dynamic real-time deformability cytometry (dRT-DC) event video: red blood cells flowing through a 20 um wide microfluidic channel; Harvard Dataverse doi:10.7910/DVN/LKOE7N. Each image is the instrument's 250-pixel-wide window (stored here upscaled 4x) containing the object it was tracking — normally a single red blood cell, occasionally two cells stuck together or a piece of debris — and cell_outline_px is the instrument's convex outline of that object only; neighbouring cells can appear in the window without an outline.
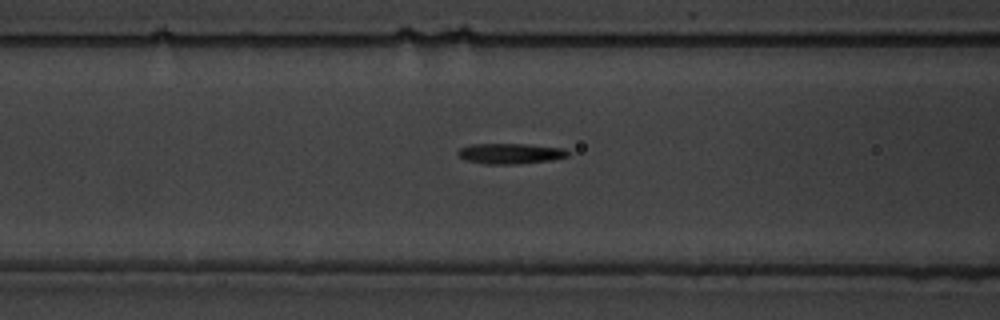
{"species": "common noctule bat (a hibernating species)", "species_latin": "Nyctalus noctula", "temperature_condition": "warm", "stored_images_in_passage": 39, "camera_frame_rate_fps": 3000, "um_per_image_px": 0.085, "animal": {"sex": "male", "body_mass_g": 19.5, "forearm_length_mm": 54.6}, "frame": {"image": 1, "passage_image": 6, "time_ms": 1.667, "image_size_px": [1000, 320], "cell_outline_px": [[568, 156], [552, 160], [516, 164], [484, 164], [464, 160], [456, 152], [460, 148], [472, 144], [528, 144], [564, 148], [568, 152]], "centroid_in_image_um": [43.36, 13.05], "position_along_channel_um": 123.2, "area_um2": 13.18}}
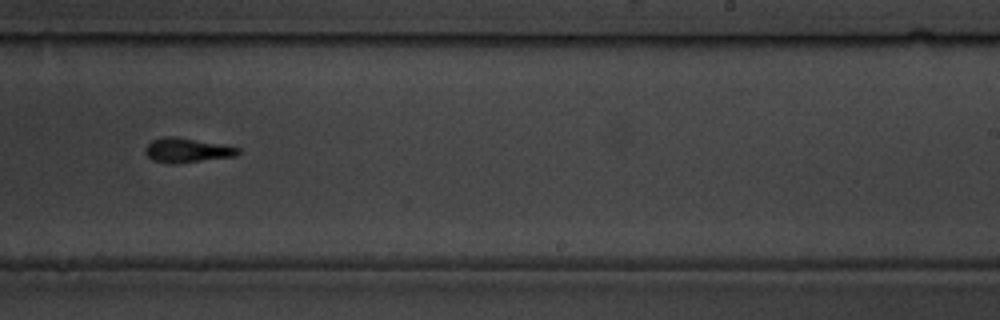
{"frame": {"image": 2, "passage_image": 19, "time_ms": 6.0, "image_size_px": [1000, 320], "cell_outline_px": [[240, 152], [236, 156], [176, 164], [168, 164], [152, 160], [144, 152], [144, 148], [152, 140], [164, 136], [176, 136], [240, 148]], "centroid_in_image_um": [15.85, 12.78], "position_along_channel_um": 273.1, "area_um2": 13.29}}
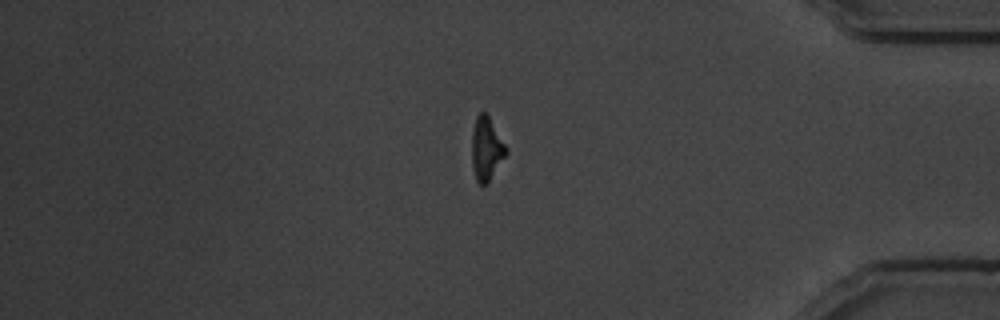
{"frame": {"image": 3, "passage_image": 32, "time_ms": 10.333, "image_size_px": [1000, 320], "cell_outline_px": [[508, 152], [488, 184], [480, 184], [476, 180], [472, 168], [472, 132], [476, 116], [480, 112], [488, 112], [508, 148]], "centroid_in_image_um": [41.37, 12.61], "position_along_channel_um": 393.8, "area_um2": 13.06}, "authors_computed_cell_mechanics": {"area_um2": 13.294, "velocity_mm_per_s": 3.4683, "shape_relaxation_time_tau1_ms": 5.1813, "shape_relaxation_time_tau2_ms": 2.0971, "deformation_change_tau1": 0.2191, "deformation_change_tau2": 0.1135}}